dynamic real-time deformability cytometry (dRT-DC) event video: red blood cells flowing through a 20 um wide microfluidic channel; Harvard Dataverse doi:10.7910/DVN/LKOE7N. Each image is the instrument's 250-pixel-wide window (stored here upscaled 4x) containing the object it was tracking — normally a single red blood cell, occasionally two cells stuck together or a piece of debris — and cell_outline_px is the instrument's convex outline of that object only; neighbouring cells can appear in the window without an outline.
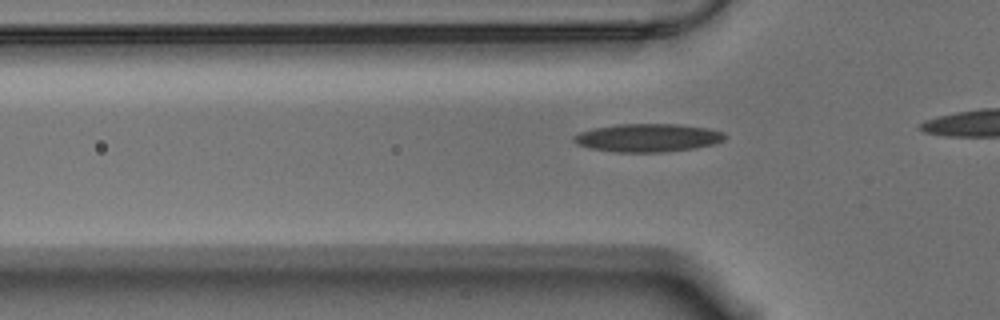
{"species": "Egyptian fruit bat (a non-hibernating species)", "species_latin": "Rousettus aegyptiacus", "temperature_condition": "warm", "stored_images_in_passage": 9, "camera_frame_rate_fps": 3000, "um_per_image_px": 0.085, "animal": {"sex": "male"}, "frame": {"image": 1, "passage_image": 3, "time_ms": 0.667, "image_size_px": [1000, 320], "cell_outline_px": [[728, 136], [724, 140], [712, 144], [696, 148], [664, 152], [616, 152], [588, 148], [576, 144], [572, 140], [572, 136], [580, 132], [596, 128], [616, 124], [676, 124], [708, 128], [724, 132]], "centroid_in_image_um": [55.06, 11.71], "position_along_channel_um": 70.7, "area_um2": 24.91}}
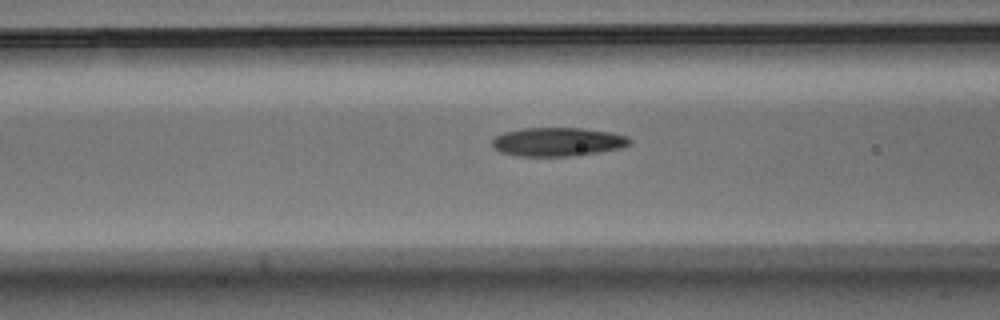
{"frame": {"image": 2, "passage_image": 7, "time_ms": 2.0, "image_size_px": [1000, 320], "cell_outline_px": [[632, 140], [628, 144], [620, 148], [596, 152], [568, 156], [516, 156], [500, 152], [492, 148], [492, 140], [496, 136], [504, 132], [524, 128], [580, 128], [612, 132], [628, 136]], "centroid_in_image_um": [47.37, 12.05], "position_along_channel_um": 119.2, "area_um2": 22.95}}